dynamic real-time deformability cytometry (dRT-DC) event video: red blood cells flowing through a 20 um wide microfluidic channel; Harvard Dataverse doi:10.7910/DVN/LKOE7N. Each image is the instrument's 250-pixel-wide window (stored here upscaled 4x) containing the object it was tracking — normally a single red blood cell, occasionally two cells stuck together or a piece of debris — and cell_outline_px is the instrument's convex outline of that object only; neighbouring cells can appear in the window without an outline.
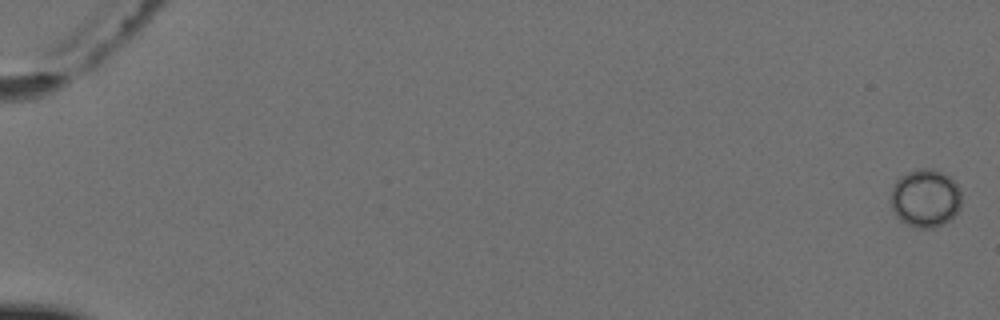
{"species": "Egyptian fruit bat (a non-hibernating species)", "species_latin": "Rousettus aegyptiacus", "temperature_condition": "cold", "stored_images_in_passage": 3, "camera_frame_rate_fps": 3000, "um_per_image_px": 0.085, "animal": {"sex": "female"}, "frame": {"image": 1, "passage_image": 1, "time_ms": 0.0, "image_size_px": [1000, 320], "cell_outline_px": [[960, 208], [944, 224], [936, 228], [916, 228], [900, 220], [896, 216], [892, 208], [892, 184], [900, 176], [916, 168], [932, 168], [944, 172], [960, 188]], "centroid_in_image_um": [78.65, 16.83], "position_along_channel_um": 6.4, "area_um2": 24.04}}